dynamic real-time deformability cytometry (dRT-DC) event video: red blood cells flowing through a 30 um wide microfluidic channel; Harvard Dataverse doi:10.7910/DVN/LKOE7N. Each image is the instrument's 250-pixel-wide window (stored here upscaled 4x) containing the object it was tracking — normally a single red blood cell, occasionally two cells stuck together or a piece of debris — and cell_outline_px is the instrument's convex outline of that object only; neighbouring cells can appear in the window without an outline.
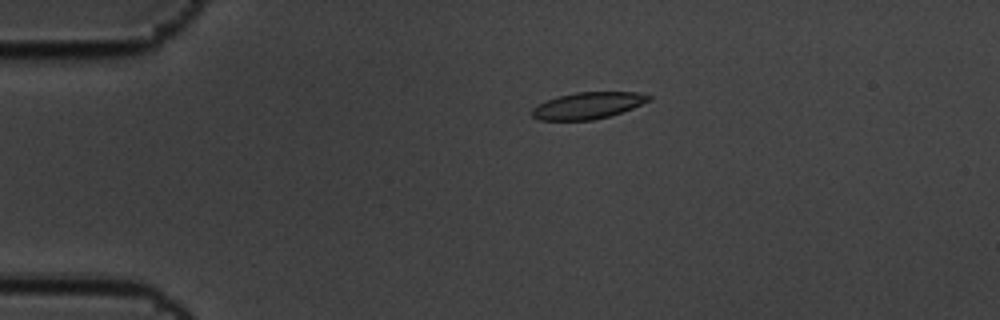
{"species": "common noctule bat (a hibernating species)", "species_latin": "Nyctalus noctula", "temperature_condition": "cold", "stored_images_in_passage": 50, "camera_frame_rate_fps": 3000, "um_per_image_px": 0.085, "animal": {"sex": "male", "body_mass_g": 19.5, "forearm_length_mm": 54.6}, "frame": {"image": 1, "passage_image": 4, "time_ms": 1.0, "image_size_px": [1000, 320], "cell_outline_px": [[652, 100], [632, 108], [608, 116], [592, 120], [540, 120], [532, 116], [532, 108], [548, 100], [560, 96], [576, 92], [636, 92], [652, 96]], "centroid_in_image_um": [50.0, 8.97], "position_along_channel_um": 35.0, "area_um2": 17.86}}
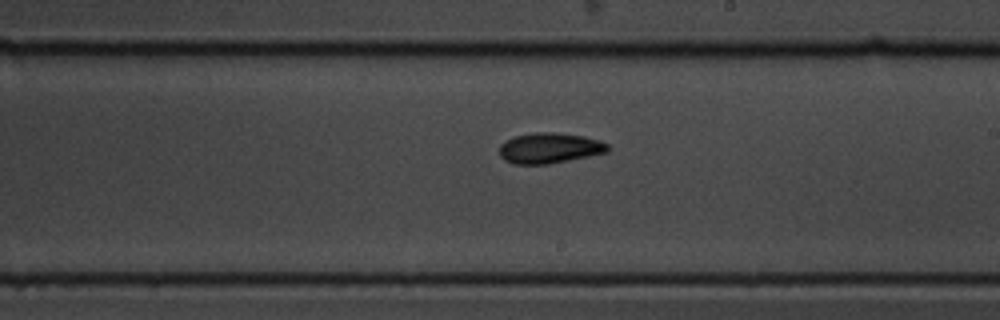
{"frame": {"image": 2, "passage_image": 26, "time_ms": 8.333, "image_size_px": [1000, 320], "cell_outline_px": [[608, 152], [548, 164], [512, 164], [504, 160], [500, 156], [500, 144], [504, 140], [516, 136], [532, 132], [552, 132], [584, 136], [600, 140], [608, 144]], "centroid_in_image_um": [46.68, 12.58], "position_along_channel_um": 242.3, "area_um2": 19.31}}
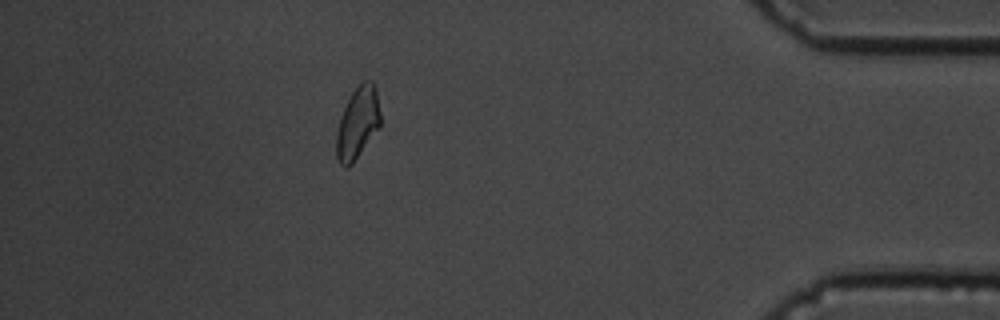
{"frame": {"image": 3, "passage_image": 44, "time_ms": 14.333, "image_size_px": [1000, 320], "cell_outline_px": [[380, 128], [352, 164], [344, 168], [340, 164], [336, 156], [336, 132], [340, 116], [352, 92], [364, 80], [372, 80], [376, 88], [380, 112]], "centroid_in_image_um": [30.4, 10.47], "position_along_channel_um": 404.8, "area_um2": 18.55}, "authors_computed_cell_mechanics": {"area_um2": 18.6405, "velocity_mm_per_s": 3.4147, "shape_relaxation_time_tau1_ms": 4.1467, "shape_relaxation_time_tau2_ms": 4.1309, "deformation_change_tau1": 0.1098, "deformation_change_tau2": 0.085}}